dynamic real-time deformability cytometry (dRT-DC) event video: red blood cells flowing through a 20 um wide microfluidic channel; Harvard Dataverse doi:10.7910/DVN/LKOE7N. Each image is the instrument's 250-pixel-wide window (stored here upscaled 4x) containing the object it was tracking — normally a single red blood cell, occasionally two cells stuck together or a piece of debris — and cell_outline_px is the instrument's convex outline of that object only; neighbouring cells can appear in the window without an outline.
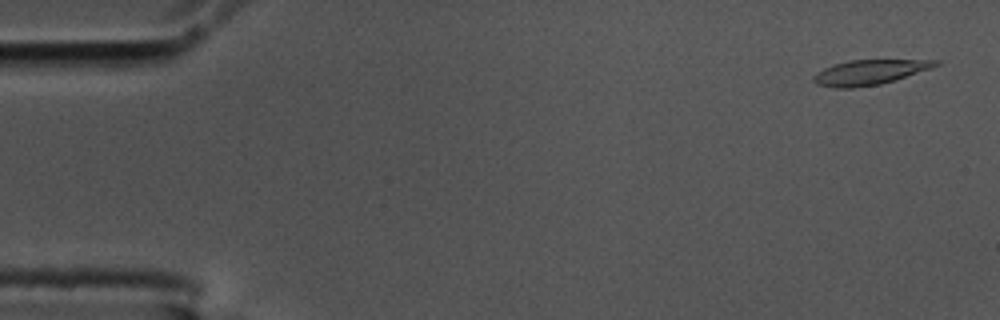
{"species": "common noctule bat (a hibernating species)", "species_latin": "Nyctalus noctula", "temperature_condition": "cold", "stored_images_in_passage": 55, "camera_frame_rate_fps": 3000, "um_per_image_px": 0.085, "animal": {"sex": "male", "body_mass_g": 17.5, "forearm_length_mm": 52.3}, "frame": {"image": 1, "passage_image": 2, "time_ms": 0.333, "image_size_px": [1000, 320], "cell_outline_px": [[940, 64], [932, 68], [880, 84], [852, 88], [836, 88], [816, 84], [812, 80], [812, 76], [816, 72], [832, 64], [848, 60], [940, 60]], "centroid_in_image_um": [73.85, 6.14], "position_along_channel_um": 11.1, "area_um2": 17.69}}
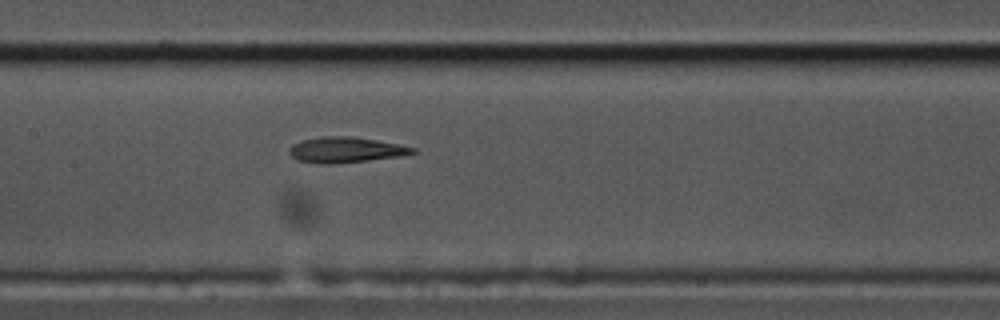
{"frame": {"image": 2, "passage_image": 26, "time_ms": 8.333, "image_size_px": [1000, 320], "cell_outline_px": [[416, 152], [400, 156], [368, 160], [332, 164], [316, 164], [296, 160], [288, 152], [288, 148], [292, 144], [304, 140], [324, 136], [352, 136], [400, 144], [416, 148]], "centroid_in_image_um": [29.35, 12.74], "position_along_channel_um": 178.0, "area_um2": 18.44}}
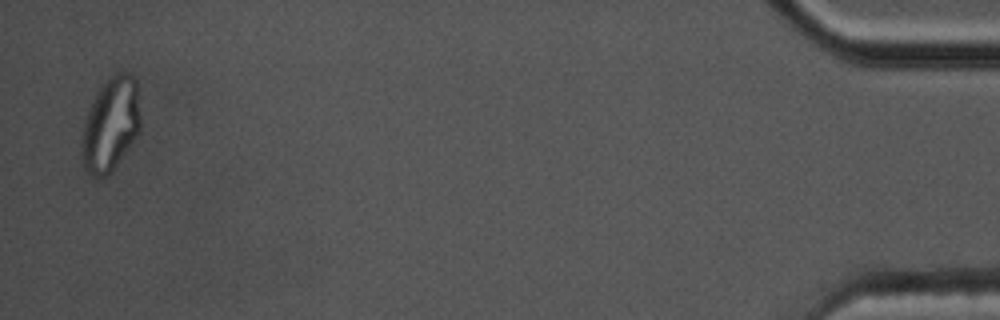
{"frame": {"image": 3, "passage_image": 54, "time_ms": 17.667, "image_size_px": [1000, 320], "cell_outline_px": [[140, 132], [112, 172], [108, 176], [92, 176], [84, 168], [80, 156], [80, 144], [84, 120], [96, 92], [116, 72], [128, 72], [136, 80], [140, 116]], "centroid_in_image_um": [9.39, 10.62], "position_along_channel_um": 425.8, "area_um2": 32.43}, "authors_computed_cell_mechanics": {"area_um2": 18.4382, "velocity_mm_per_s": 3.6039, "shape_relaxation_time_tau1_ms": 8.4372, "shape_relaxation_time_tau2_ms": 1.4312, "deformation_change_tau1": 0.3188, "deformation_change_tau2": 0.1048}}